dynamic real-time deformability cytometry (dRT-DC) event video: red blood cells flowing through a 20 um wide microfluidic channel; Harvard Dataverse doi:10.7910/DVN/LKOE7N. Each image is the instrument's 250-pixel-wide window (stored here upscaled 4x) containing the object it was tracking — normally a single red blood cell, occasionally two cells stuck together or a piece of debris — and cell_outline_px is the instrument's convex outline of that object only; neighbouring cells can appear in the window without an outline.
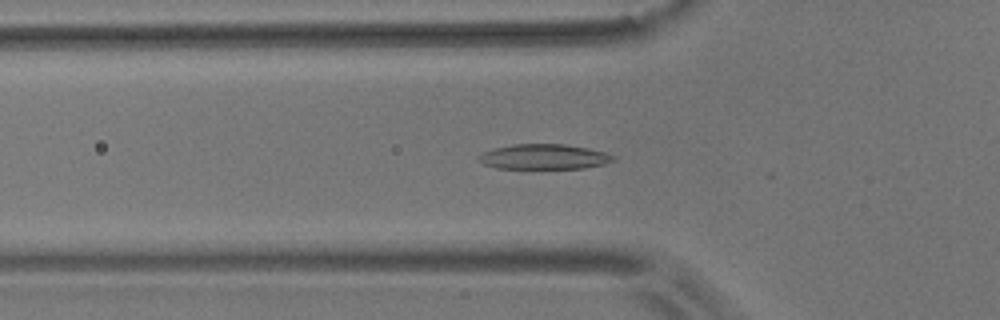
{"species": "common noctule bat (a hibernating species)", "species_latin": "Nyctalus noctula", "temperature_condition": "room temperature", "stored_images_in_passage": 53, "camera_frame_rate_fps": 3000, "um_per_image_px": 0.085, "animal": {"sex": "male", "body_mass_g": 17.9}, "frame": {"image": 1, "passage_image": 17, "time_ms": 5.333, "image_size_px": [1000, 320], "cell_outline_px": [[616, 160], [604, 164], [584, 168], [496, 168], [484, 164], [476, 160], [476, 156], [492, 148], [512, 144], [564, 144], [588, 148], [604, 152], [616, 156]], "centroid_in_image_um": [46.21, 13.32], "position_along_channel_um": 79.6, "area_um2": 19.83}}
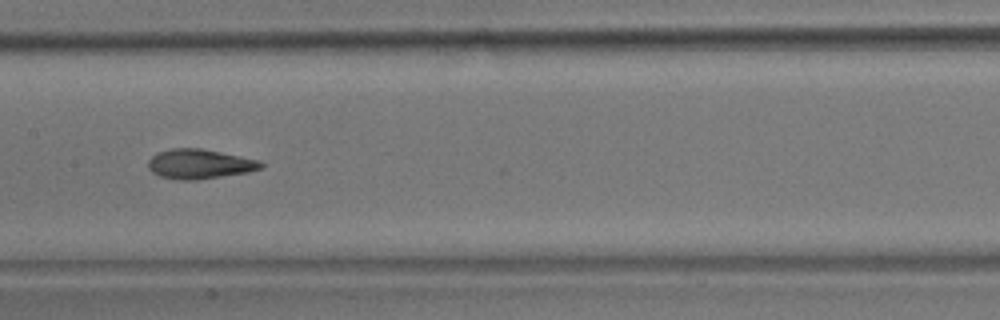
{"frame": {"image": 2, "passage_image": 26, "time_ms": 8.333, "image_size_px": [1000, 320], "cell_outline_px": [[264, 168], [248, 172], [200, 180], [176, 180], [160, 176], [152, 172], [148, 168], [148, 160], [156, 152], [172, 148], [200, 148], [260, 160], [264, 164]], "centroid_in_image_um": [16.96, 13.95], "position_along_channel_um": 190.4, "area_um2": 19.71}}
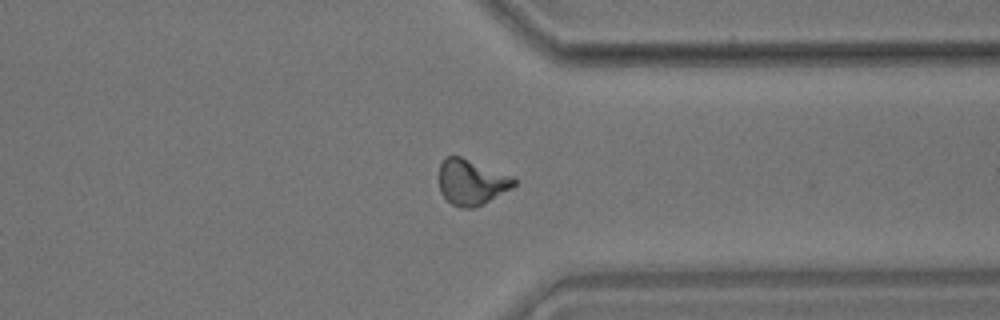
{"frame": {"image": 3, "passage_image": 41, "time_ms": 13.333, "image_size_px": [1000, 320], "cell_outline_px": [[516, 184], [512, 188], [472, 208], [460, 208], [452, 204], [440, 192], [440, 164], [444, 156], [460, 156], [512, 176], [516, 180]], "centroid_in_image_um": [40.05, 15.47], "position_along_channel_um": 371.3, "area_um2": 19.54}, "authors_computed_cell_mechanics": {"area_um2": 19.5942, "velocity_mm_per_s": 3.6633, "shape_relaxation_time_tau1_ms": 5.6237, "shape_relaxation_time_tau2_ms": 2.4818, "deformation_change_tau1": 0.1944, "deformation_change_tau2": 0.0698}}